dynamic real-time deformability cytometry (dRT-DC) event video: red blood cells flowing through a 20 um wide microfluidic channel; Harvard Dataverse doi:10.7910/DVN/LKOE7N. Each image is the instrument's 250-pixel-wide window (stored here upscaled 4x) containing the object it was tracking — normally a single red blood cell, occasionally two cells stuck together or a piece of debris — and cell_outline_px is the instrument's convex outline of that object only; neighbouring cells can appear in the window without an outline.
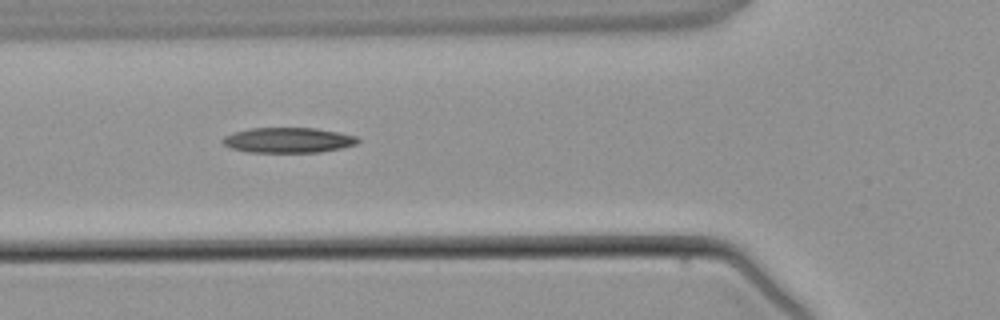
{"species": "common noctule bat (a hibernating species)", "species_latin": "Nyctalus noctula", "temperature_condition": "warm", "stored_images_in_passage": 6, "camera_frame_rate_fps": 3000, "um_per_image_px": 0.085, "animal": {"sex": "male", "body_mass_g": 21.5, "forearm_length_mm": 52.0}, "frame": {"image": 1, "passage_image": 6, "time_ms": 7.0, "image_size_px": [1000, 320], "cell_outline_px": [[360, 140], [356, 144], [340, 148], [320, 152], [248, 152], [232, 148], [224, 144], [220, 140], [224, 136], [232, 132], [248, 128], [316, 128], [340, 132], [356, 136]], "centroid_in_image_um": [24.47, 11.9], "position_along_channel_um": 101.3, "area_um2": 19.94}}